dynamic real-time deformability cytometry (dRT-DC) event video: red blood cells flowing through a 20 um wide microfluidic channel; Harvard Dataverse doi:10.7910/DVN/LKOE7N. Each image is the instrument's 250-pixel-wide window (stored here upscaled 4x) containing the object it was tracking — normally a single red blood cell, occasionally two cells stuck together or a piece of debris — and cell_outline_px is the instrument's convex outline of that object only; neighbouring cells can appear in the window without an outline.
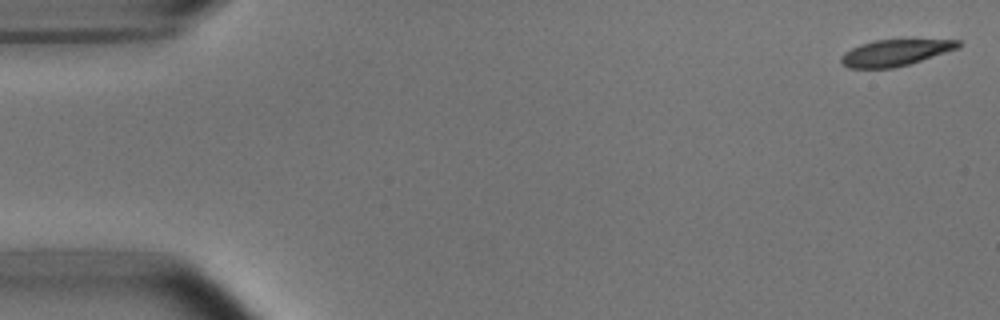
{"species": "common noctule bat (a hibernating species)", "species_latin": "Nyctalus noctula", "temperature_condition": "room temperature", "stored_images_in_passage": 52, "camera_frame_rate_fps": 3000, "um_per_image_px": 0.085, "animal": {"sex": "male", "body_mass_g": 15.6}, "frame": {"image": 1, "passage_image": 1, "time_ms": 0.0, "image_size_px": [1000, 320], "cell_outline_px": [[964, 44], [960, 48], [908, 64], [892, 68], [848, 68], [840, 64], [840, 56], [844, 52], [860, 44], [876, 40], [912, 36], [960, 40]], "centroid_in_image_um": [76.19, 4.41], "position_along_channel_um": 8.8, "area_um2": 19.19}}
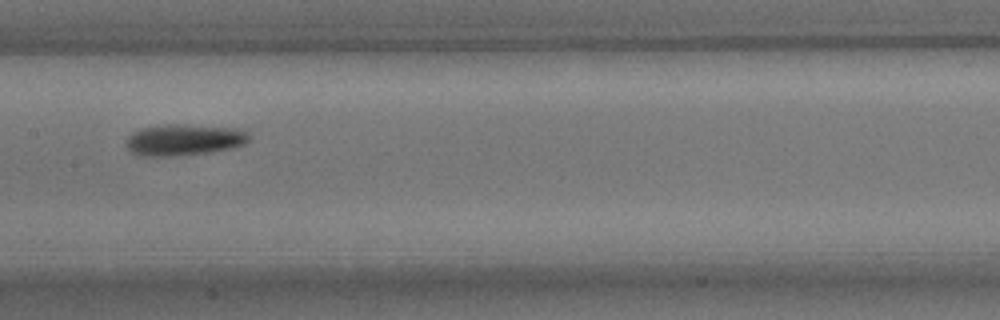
{"frame": {"image": 2, "passage_image": 26, "time_ms": 8.333, "image_size_px": [1000, 320], "cell_outline_px": [[248, 140], [244, 144], [236, 148], [180, 156], [140, 156], [132, 152], [124, 144], [128, 136], [132, 132], [140, 128], [168, 124], [176, 124], [236, 128], [248, 132]], "centroid_in_image_um": [15.61, 11.89], "position_along_channel_um": 191.8, "area_um2": 22.6}}
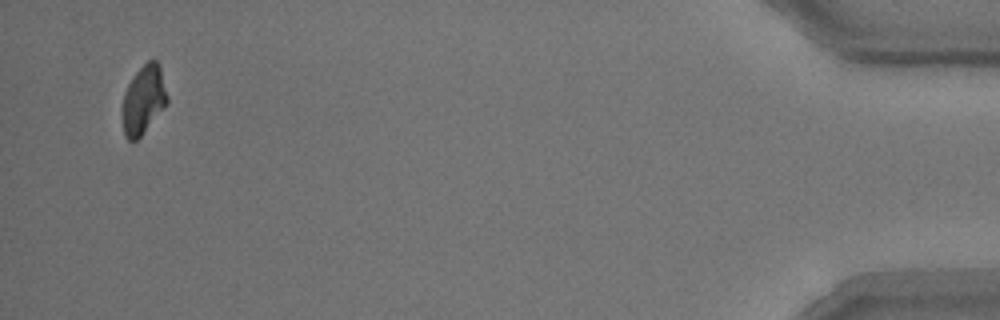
{"frame": {"image": 3, "passage_image": 51, "time_ms": 16.667, "image_size_px": [1000, 320], "cell_outline_px": [[168, 104], [140, 136], [136, 140], [128, 140], [124, 136], [124, 92], [132, 76], [148, 60], [156, 60], [160, 64], [168, 96]], "centroid_in_image_um": [12.24, 8.44], "position_along_channel_um": 423.0, "area_um2": 17.74}, "authors_computed_cell_mechanics": {"area_um2": 19.9699, "velocity_mm_per_s": 3.7451, "shape_relaxation_time_tau1_ms": 3.1928, "shape_relaxation_time_tau2_ms": null, "deformation_change_tau1": 0.1361, "deformation_change_tau2": null}}